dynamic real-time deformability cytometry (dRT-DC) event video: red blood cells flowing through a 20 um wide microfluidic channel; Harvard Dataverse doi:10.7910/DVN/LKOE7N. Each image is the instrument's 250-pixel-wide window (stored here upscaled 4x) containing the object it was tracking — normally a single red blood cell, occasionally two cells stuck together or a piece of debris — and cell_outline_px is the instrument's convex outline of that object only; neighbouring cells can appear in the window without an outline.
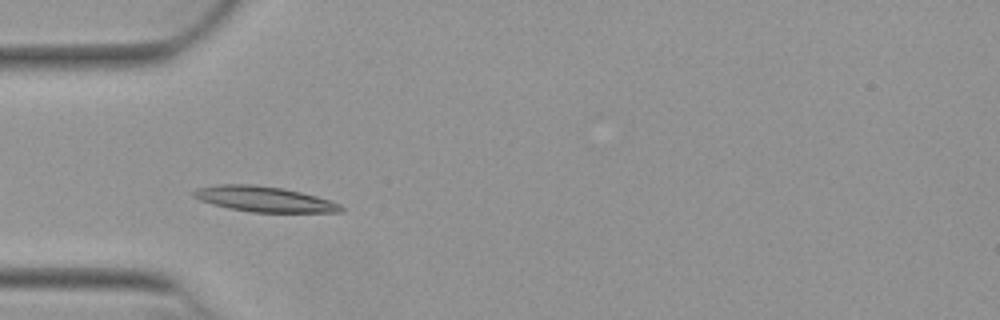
{"species": "Egyptian fruit bat (a non-hibernating species)", "species_latin": "Rousettus aegyptiacus", "temperature_condition": "warm", "stored_images_in_passage": 39, "camera_frame_rate_fps": 3000, "um_per_image_px": 0.085, "animal": {"sex": "female"}, "frame": {"image": 1, "passage_image": 3, "time_ms": 0.667, "image_size_px": [1000, 320], "cell_outline_px": [[344, 212], [252, 212], [228, 208], [212, 204], [200, 200], [192, 196], [192, 192], [196, 188], [216, 184], [252, 184], [284, 188], [316, 196], [340, 204], [344, 208]], "centroid_in_image_um": [22.42, 16.92], "position_along_channel_um": 62.6, "area_um2": 21.85}}
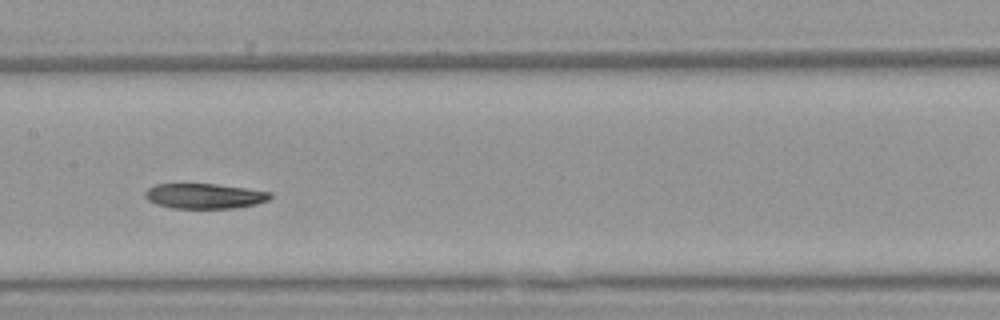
{"frame": {"image": 2, "passage_image": 13, "time_ms": 4.0, "image_size_px": [1000, 320], "cell_outline_px": [[272, 196], [268, 200], [256, 204], [232, 208], [172, 208], [156, 204], [148, 200], [144, 196], [144, 192], [148, 188], [156, 184], [216, 184], [272, 192]], "centroid_in_image_um": [17.36, 16.66], "position_along_channel_um": 190.0, "area_um2": 18.26}}
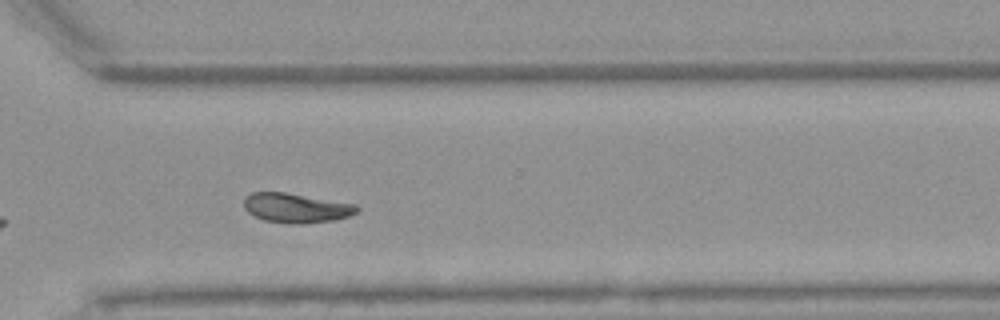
{"frame": {"image": 3, "passage_image": 25, "time_ms": 8.0, "image_size_px": [1000, 320], "cell_outline_px": [[360, 208], [356, 212], [348, 216], [336, 220], [304, 224], [288, 224], [264, 220], [248, 212], [244, 208], [244, 196], [252, 192], [284, 192], [356, 204]], "centroid_in_image_um": [25.16, 17.68], "position_along_channel_um": 345.4, "area_um2": 19.54}, "authors_computed_cell_mechanics": {"area_um2": 19.7098, "velocity_mm_per_s": 3.8853, "shape_relaxation_time_tau1_ms": 9.4224, "shape_relaxation_time_tau2_ms": null, "deformation_change_tau1": 0.2363, "deformation_change_tau2": null}}